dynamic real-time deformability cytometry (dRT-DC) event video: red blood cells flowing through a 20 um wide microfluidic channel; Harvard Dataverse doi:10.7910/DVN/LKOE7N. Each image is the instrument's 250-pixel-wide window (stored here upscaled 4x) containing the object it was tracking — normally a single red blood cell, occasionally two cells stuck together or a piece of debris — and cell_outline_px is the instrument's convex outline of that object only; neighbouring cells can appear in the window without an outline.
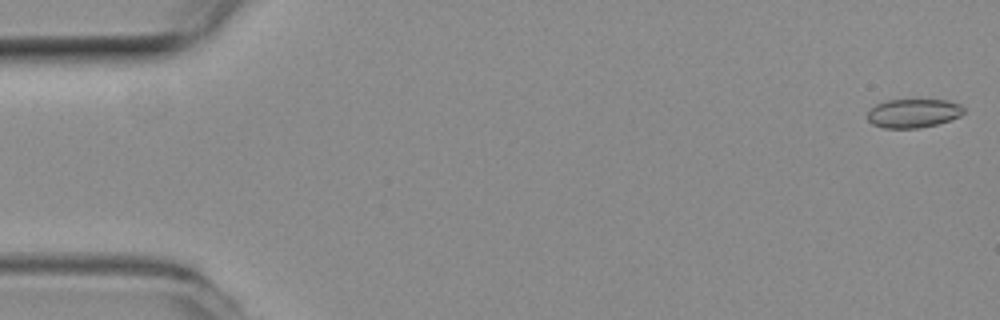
{"species": "common noctule bat (a hibernating species)", "species_latin": "Nyctalus noctula", "temperature_condition": "room temperature", "stored_images_in_passage": 16, "camera_frame_rate_fps": 3000, "um_per_image_px": 0.085, "animal": {"sex": "female", "body_mass_g": 19.3, "forearm_length_mm": 54.1}, "frame": {"image": 1, "passage_image": 1, "time_ms": 0.0, "image_size_px": [1000, 320], "cell_outline_px": [[964, 112], [960, 116], [936, 124], [920, 128], [884, 128], [872, 124], [868, 120], [868, 112], [876, 104], [888, 100], [916, 96], [948, 100], [960, 104], [964, 108]], "centroid_in_image_um": [77.65, 9.56], "position_along_channel_um": 7.3, "area_um2": 16.94}}